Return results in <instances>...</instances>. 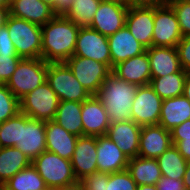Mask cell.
<instances>
[{
    "mask_svg": "<svg viewBox=\"0 0 190 190\" xmlns=\"http://www.w3.org/2000/svg\"><path fill=\"white\" fill-rule=\"evenodd\" d=\"M42 28L41 58L47 63L65 62L74 55L80 27L64 15H55Z\"/></svg>",
    "mask_w": 190,
    "mask_h": 190,
    "instance_id": "6da1fadb",
    "label": "cell"
},
{
    "mask_svg": "<svg viewBox=\"0 0 190 190\" xmlns=\"http://www.w3.org/2000/svg\"><path fill=\"white\" fill-rule=\"evenodd\" d=\"M138 86L112 72L100 86L97 97L103 103L110 123L131 120L132 103Z\"/></svg>",
    "mask_w": 190,
    "mask_h": 190,
    "instance_id": "7a4b0ae2",
    "label": "cell"
},
{
    "mask_svg": "<svg viewBox=\"0 0 190 190\" xmlns=\"http://www.w3.org/2000/svg\"><path fill=\"white\" fill-rule=\"evenodd\" d=\"M31 164L45 181L49 190L70 188L79 184L76 179L71 160L59 155L44 151Z\"/></svg>",
    "mask_w": 190,
    "mask_h": 190,
    "instance_id": "3957f363",
    "label": "cell"
},
{
    "mask_svg": "<svg viewBox=\"0 0 190 190\" xmlns=\"http://www.w3.org/2000/svg\"><path fill=\"white\" fill-rule=\"evenodd\" d=\"M6 26L20 58H41L42 28L40 25L9 15Z\"/></svg>",
    "mask_w": 190,
    "mask_h": 190,
    "instance_id": "277c9868",
    "label": "cell"
},
{
    "mask_svg": "<svg viewBox=\"0 0 190 190\" xmlns=\"http://www.w3.org/2000/svg\"><path fill=\"white\" fill-rule=\"evenodd\" d=\"M48 63L42 58H22L6 83L18 100L47 80Z\"/></svg>",
    "mask_w": 190,
    "mask_h": 190,
    "instance_id": "5b68a950",
    "label": "cell"
},
{
    "mask_svg": "<svg viewBox=\"0 0 190 190\" xmlns=\"http://www.w3.org/2000/svg\"><path fill=\"white\" fill-rule=\"evenodd\" d=\"M46 81L60 101L83 102L91 96L65 62L48 63Z\"/></svg>",
    "mask_w": 190,
    "mask_h": 190,
    "instance_id": "8992f818",
    "label": "cell"
},
{
    "mask_svg": "<svg viewBox=\"0 0 190 190\" xmlns=\"http://www.w3.org/2000/svg\"><path fill=\"white\" fill-rule=\"evenodd\" d=\"M59 98L46 81L19 100L20 112L32 119L54 120Z\"/></svg>",
    "mask_w": 190,
    "mask_h": 190,
    "instance_id": "52a82bcc",
    "label": "cell"
},
{
    "mask_svg": "<svg viewBox=\"0 0 190 190\" xmlns=\"http://www.w3.org/2000/svg\"><path fill=\"white\" fill-rule=\"evenodd\" d=\"M14 147L21 150L31 162L46 151L45 121L19 112V134Z\"/></svg>",
    "mask_w": 190,
    "mask_h": 190,
    "instance_id": "ba28073f",
    "label": "cell"
},
{
    "mask_svg": "<svg viewBox=\"0 0 190 190\" xmlns=\"http://www.w3.org/2000/svg\"><path fill=\"white\" fill-rule=\"evenodd\" d=\"M182 37L180 25L173 8L167 2L154 6L152 46L176 47Z\"/></svg>",
    "mask_w": 190,
    "mask_h": 190,
    "instance_id": "9c48e42d",
    "label": "cell"
},
{
    "mask_svg": "<svg viewBox=\"0 0 190 190\" xmlns=\"http://www.w3.org/2000/svg\"><path fill=\"white\" fill-rule=\"evenodd\" d=\"M65 63L71 69L75 78L91 95H97L103 81L112 71L106 64L74 55L67 59Z\"/></svg>",
    "mask_w": 190,
    "mask_h": 190,
    "instance_id": "30bf717a",
    "label": "cell"
},
{
    "mask_svg": "<svg viewBox=\"0 0 190 190\" xmlns=\"http://www.w3.org/2000/svg\"><path fill=\"white\" fill-rule=\"evenodd\" d=\"M162 102L163 99L150 84L138 86L132 103L131 120L140 126L159 124Z\"/></svg>",
    "mask_w": 190,
    "mask_h": 190,
    "instance_id": "8fae6325",
    "label": "cell"
},
{
    "mask_svg": "<svg viewBox=\"0 0 190 190\" xmlns=\"http://www.w3.org/2000/svg\"><path fill=\"white\" fill-rule=\"evenodd\" d=\"M74 56L93 59L111 69L108 37L89 27L79 29Z\"/></svg>",
    "mask_w": 190,
    "mask_h": 190,
    "instance_id": "7c38bea8",
    "label": "cell"
},
{
    "mask_svg": "<svg viewBox=\"0 0 190 190\" xmlns=\"http://www.w3.org/2000/svg\"><path fill=\"white\" fill-rule=\"evenodd\" d=\"M127 11L123 2L101 1L89 28L108 37L125 26Z\"/></svg>",
    "mask_w": 190,
    "mask_h": 190,
    "instance_id": "4fadbf2b",
    "label": "cell"
},
{
    "mask_svg": "<svg viewBox=\"0 0 190 190\" xmlns=\"http://www.w3.org/2000/svg\"><path fill=\"white\" fill-rule=\"evenodd\" d=\"M71 164L78 182L86 176L98 172L96 137L86 135L78 137Z\"/></svg>",
    "mask_w": 190,
    "mask_h": 190,
    "instance_id": "5bb4252c",
    "label": "cell"
},
{
    "mask_svg": "<svg viewBox=\"0 0 190 190\" xmlns=\"http://www.w3.org/2000/svg\"><path fill=\"white\" fill-rule=\"evenodd\" d=\"M81 119L83 135L98 137L107 134L110 121L103 103L96 95L82 102Z\"/></svg>",
    "mask_w": 190,
    "mask_h": 190,
    "instance_id": "9a60e30c",
    "label": "cell"
},
{
    "mask_svg": "<svg viewBox=\"0 0 190 190\" xmlns=\"http://www.w3.org/2000/svg\"><path fill=\"white\" fill-rule=\"evenodd\" d=\"M141 128L133 120L112 122L106 135L130 159L138 156Z\"/></svg>",
    "mask_w": 190,
    "mask_h": 190,
    "instance_id": "2e32d148",
    "label": "cell"
},
{
    "mask_svg": "<svg viewBox=\"0 0 190 190\" xmlns=\"http://www.w3.org/2000/svg\"><path fill=\"white\" fill-rule=\"evenodd\" d=\"M98 172L115 173L127 169L129 158L107 135L96 137Z\"/></svg>",
    "mask_w": 190,
    "mask_h": 190,
    "instance_id": "e0dca14e",
    "label": "cell"
},
{
    "mask_svg": "<svg viewBox=\"0 0 190 190\" xmlns=\"http://www.w3.org/2000/svg\"><path fill=\"white\" fill-rule=\"evenodd\" d=\"M126 27L146 49L152 46L154 6L128 8Z\"/></svg>",
    "mask_w": 190,
    "mask_h": 190,
    "instance_id": "ac0fdd59",
    "label": "cell"
},
{
    "mask_svg": "<svg viewBox=\"0 0 190 190\" xmlns=\"http://www.w3.org/2000/svg\"><path fill=\"white\" fill-rule=\"evenodd\" d=\"M172 144L171 134L161 125H145L141 128L138 156L157 158Z\"/></svg>",
    "mask_w": 190,
    "mask_h": 190,
    "instance_id": "d6986e66",
    "label": "cell"
},
{
    "mask_svg": "<svg viewBox=\"0 0 190 190\" xmlns=\"http://www.w3.org/2000/svg\"><path fill=\"white\" fill-rule=\"evenodd\" d=\"M108 44L110 48L111 70L116 64L146 51V48L134 38L126 25L108 36Z\"/></svg>",
    "mask_w": 190,
    "mask_h": 190,
    "instance_id": "ffe728a7",
    "label": "cell"
},
{
    "mask_svg": "<svg viewBox=\"0 0 190 190\" xmlns=\"http://www.w3.org/2000/svg\"><path fill=\"white\" fill-rule=\"evenodd\" d=\"M111 72L122 80L137 86L149 85L151 68L147 51L116 64Z\"/></svg>",
    "mask_w": 190,
    "mask_h": 190,
    "instance_id": "44dd1931",
    "label": "cell"
},
{
    "mask_svg": "<svg viewBox=\"0 0 190 190\" xmlns=\"http://www.w3.org/2000/svg\"><path fill=\"white\" fill-rule=\"evenodd\" d=\"M46 150L71 160L78 136L69 133L54 120L45 121Z\"/></svg>",
    "mask_w": 190,
    "mask_h": 190,
    "instance_id": "7402d4cb",
    "label": "cell"
},
{
    "mask_svg": "<svg viewBox=\"0 0 190 190\" xmlns=\"http://www.w3.org/2000/svg\"><path fill=\"white\" fill-rule=\"evenodd\" d=\"M10 15L42 26L56 14L52 7L41 0H12Z\"/></svg>",
    "mask_w": 190,
    "mask_h": 190,
    "instance_id": "603a6c76",
    "label": "cell"
},
{
    "mask_svg": "<svg viewBox=\"0 0 190 190\" xmlns=\"http://www.w3.org/2000/svg\"><path fill=\"white\" fill-rule=\"evenodd\" d=\"M146 51L150 62L151 77L166 76L182 69L176 47L151 46Z\"/></svg>",
    "mask_w": 190,
    "mask_h": 190,
    "instance_id": "cb8c5ba5",
    "label": "cell"
},
{
    "mask_svg": "<svg viewBox=\"0 0 190 190\" xmlns=\"http://www.w3.org/2000/svg\"><path fill=\"white\" fill-rule=\"evenodd\" d=\"M188 119H190V101L184 95L163 100L159 125L171 131Z\"/></svg>",
    "mask_w": 190,
    "mask_h": 190,
    "instance_id": "d4e9b609",
    "label": "cell"
},
{
    "mask_svg": "<svg viewBox=\"0 0 190 190\" xmlns=\"http://www.w3.org/2000/svg\"><path fill=\"white\" fill-rule=\"evenodd\" d=\"M132 179L139 185H157L162 177L157 159L136 156L130 158L127 166Z\"/></svg>",
    "mask_w": 190,
    "mask_h": 190,
    "instance_id": "484cf974",
    "label": "cell"
},
{
    "mask_svg": "<svg viewBox=\"0 0 190 190\" xmlns=\"http://www.w3.org/2000/svg\"><path fill=\"white\" fill-rule=\"evenodd\" d=\"M31 160L16 147H0V186L28 167Z\"/></svg>",
    "mask_w": 190,
    "mask_h": 190,
    "instance_id": "4316f807",
    "label": "cell"
},
{
    "mask_svg": "<svg viewBox=\"0 0 190 190\" xmlns=\"http://www.w3.org/2000/svg\"><path fill=\"white\" fill-rule=\"evenodd\" d=\"M81 110L82 102L60 101L54 121L69 133L83 136Z\"/></svg>",
    "mask_w": 190,
    "mask_h": 190,
    "instance_id": "83f0119b",
    "label": "cell"
},
{
    "mask_svg": "<svg viewBox=\"0 0 190 190\" xmlns=\"http://www.w3.org/2000/svg\"><path fill=\"white\" fill-rule=\"evenodd\" d=\"M187 71L179 72L162 77H151L150 86L163 99H169L183 95L184 82Z\"/></svg>",
    "mask_w": 190,
    "mask_h": 190,
    "instance_id": "f1b7e54d",
    "label": "cell"
},
{
    "mask_svg": "<svg viewBox=\"0 0 190 190\" xmlns=\"http://www.w3.org/2000/svg\"><path fill=\"white\" fill-rule=\"evenodd\" d=\"M162 176L176 180H182L186 172L187 161L179 153L175 145H171L159 157L156 158Z\"/></svg>",
    "mask_w": 190,
    "mask_h": 190,
    "instance_id": "f546056e",
    "label": "cell"
},
{
    "mask_svg": "<svg viewBox=\"0 0 190 190\" xmlns=\"http://www.w3.org/2000/svg\"><path fill=\"white\" fill-rule=\"evenodd\" d=\"M2 188L5 190H49L32 164L12 176Z\"/></svg>",
    "mask_w": 190,
    "mask_h": 190,
    "instance_id": "4dcf8cb0",
    "label": "cell"
},
{
    "mask_svg": "<svg viewBox=\"0 0 190 190\" xmlns=\"http://www.w3.org/2000/svg\"><path fill=\"white\" fill-rule=\"evenodd\" d=\"M100 3V0H74L64 16L80 28L89 27Z\"/></svg>",
    "mask_w": 190,
    "mask_h": 190,
    "instance_id": "1f68e13d",
    "label": "cell"
},
{
    "mask_svg": "<svg viewBox=\"0 0 190 190\" xmlns=\"http://www.w3.org/2000/svg\"><path fill=\"white\" fill-rule=\"evenodd\" d=\"M19 112V100L6 84H0V123L15 117Z\"/></svg>",
    "mask_w": 190,
    "mask_h": 190,
    "instance_id": "d6a6232c",
    "label": "cell"
},
{
    "mask_svg": "<svg viewBox=\"0 0 190 190\" xmlns=\"http://www.w3.org/2000/svg\"><path fill=\"white\" fill-rule=\"evenodd\" d=\"M19 113L0 123V147H14L18 141Z\"/></svg>",
    "mask_w": 190,
    "mask_h": 190,
    "instance_id": "836d02e7",
    "label": "cell"
},
{
    "mask_svg": "<svg viewBox=\"0 0 190 190\" xmlns=\"http://www.w3.org/2000/svg\"><path fill=\"white\" fill-rule=\"evenodd\" d=\"M174 10L182 36H190V0H167Z\"/></svg>",
    "mask_w": 190,
    "mask_h": 190,
    "instance_id": "e575fe53",
    "label": "cell"
},
{
    "mask_svg": "<svg viewBox=\"0 0 190 190\" xmlns=\"http://www.w3.org/2000/svg\"><path fill=\"white\" fill-rule=\"evenodd\" d=\"M137 184L126 169L120 172L109 173L108 184L105 190H136Z\"/></svg>",
    "mask_w": 190,
    "mask_h": 190,
    "instance_id": "d590c367",
    "label": "cell"
},
{
    "mask_svg": "<svg viewBox=\"0 0 190 190\" xmlns=\"http://www.w3.org/2000/svg\"><path fill=\"white\" fill-rule=\"evenodd\" d=\"M21 59L17 54H0V84L9 81Z\"/></svg>",
    "mask_w": 190,
    "mask_h": 190,
    "instance_id": "8d00e7d4",
    "label": "cell"
},
{
    "mask_svg": "<svg viewBox=\"0 0 190 190\" xmlns=\"http://www.w3.org/2000/svg\"><path fill=\"white\" fill-rule=\"evenodd\" d=\"M109 173L94 172L79 182L83 190H105Z\"/></svg>",
    "mask_w": 190,
    "mask_h": 190,
    "instance_id": "74e56055",
    "label": "cell"
},
{
    "mask_svg": "<svg viewBox=\"0 0 190 190\" xmlns=\"http://www.w3.org/2000/svg\"><path fill=\"white\" fill-rule=\"evenodd\" d=\"M181 68L190 71V36H183L176 46Z\"/></svg>",
    "mask_w": 190,
    "mask_h": 190,
    "instance_id": "f35d334b",
    "label": "cell"
},
{
    "mask_svg": "<svg viewBox=\"0 0 190 190\" xmlns=\"http://www.w3.org/2000/svg\"><path fill=\"white\" fill-rule=\"evenodd\" d=\"M0 54H17L6 25L0 28Z\"/></svg>",
    "mask_w": 190,
    "mask_h": 190,
    "instance_id": "ab89813d",
    "label": "cell"
},
{
    "mask_svg": "<svg viewBox=\"0 0 190 190\" xmlns=\"http://www.w3.org/2000/svg\"><path fill=\"white\" fill-rule=\"evenodd\" d=\"M170 134L172 141H182L184 138H190V119L174 127Z\"/></svg>",
    "mask_w": 190,
    "mask_h": 190,
    "instance_id": "60d3db41",
    "label": "cell"
},
{
    "mask_svg": "<svg viewBox=\"0 0 190 190\" xmlns=\"http://www.w3.org/2000/svg\"><path fill=\"white\" fill-rule=\"evenodd\" d=\"M158 190H185L182 180L162 176L157 182Z\"/></svg>",
    "mask_w": 190,
    "mask_h": 190,
    "instance_id": "b9f144b4",
    "label": "cell"
},
{
    "mask_svg": "<svg viewBox=\"0 0 190 190\" xmlns=\"http://www.w3.org/2000/svg\"><path fill=\"white\" fill-rule=\"evenodd\" d=\"M166 1L167 0H122L128 8L159 6L166 3Z\"/></svg>",
    "mask_w": 190,
    "mask_h": 190,
    "instance_id": "7bdbcfd3",
    "label": "cell"
},
{
    "mask_svg": "<svg viewBox=\"0 0 190 190\" xmlns=\"http://www.w3.org/2000/svg\"><path fill=\"white\" fill-rule=\"evenodd\" d=\"M172 144L177 147L179 153L187 162L190 161V138H184L182 141H172Z\"/></svg>",
    "mask_w": 190,
    "mask_h": 190,
    "instance_id": "ee69618b",
    "label": "cell"
},
{
    "mask_svg": "<svg viewBox=\"0 0 190 190\" xmlns=\"http://www.w3.org/2000/svg\"><path fill=\"white\" fill-rule=\"evenodd\" d=\"M73 2L74 0H57V15H64Z\"/></svg>",
    "mask_w": 190,
    "mask_h": 190,
    "instance_id": "f6af8a7d",
    "label": "cell"
},
{
    "mask_svg": "<svg viewBox=\"0 0 190 190\" xmlns=\"http://www.w3.org/2000/svg\"><path fill=\"white\" fill-rule=\"evenodd\" d=\"M10 15V8H0V28L4 27Z\"/></svg>",
    "mask_w": 190,
    "mask_h": 190,
    "instance_id": "bcb514c9",
    "label": "cell"
},
{
    "mask_svg": "<svg viewBox=\"0 0 190 190\" xmlns=\"http://www.w3.org/2000/svg\"><path fill=\"white\" fill-rule=\"evenodd\" d=\"M183 95L190 101V71H187L184 82Z\"/></svg>",
    "mask_w": 190,
    "mask_h": 190,
    "instance_id": "7dc6e473",
    "label": "cell"
},
{
    "mask_svg": "<svg viewBox=\"0 0 190 190\" xmlns=\"http://www.w3.org/2000/svg\"><path fill=\"white\" fill-rule=\"evenodd\" d=\"M185 190H190V161L187 162L186 172L182 179Z\"/></svg>",
    "mask_w": 190,
    "mask_h": 190,
    "instance_id": "c3c4849f",
    "label": "cell"
},
{
    "mask_svg": "<svg viewBox=\"0 0 190 190\" xmlns=\"http://www.w3.org/2000/svg\"><path fill=\"white\" fill-rule=\"evenodd\" d=\"M53 8L54 13L57 15V0H41Z\"/></svg>",
    "mask_w": 190,
    "mask_h": 190,
    "instance_id": "681fc988",
    "label": "cell"
},
{
    "mask_svg": "<svg viewBox=\"0 0 190 190\" xmlns=\"http://www.w3.org/2000/svg\"><path fill=\"white\" fill-rule=\"evenodd\" d=\"M136 190H158L157 185H139Z\"/></svg>",
    "mask_w": 190,
    "mask_h": 190,
    "instance_id": "f907efd6",
    "label": "cell"
},
{
    "mask_svg": "<svg viewBox=\"0 0 190 190\" xmlns=\"http://www.w3.org/2000/svg\"><path fill=\"white\" fill-rule=\"evenodd\" d=\"M12 0H0V8H10Z\"/></svg>",
    "mask_w": 190,
    "mask_h": 190,
    "instance_id": "816d5d0a",
    "label": "cell"
},
{
    "mask_svg": "<svg viewBox=\"0 0 190 190\" xmlns=\"http://www.w3.org/2000/svg\"><path fill=\"white\" fill-rule=\"evenodd\" d=\"M55 190H83V188L80 184H78V185L70 187V188L55 189Z\"/></svg>",
    "mask_w": 190,
    "mask_h": 190,
    "instance_id": "f5cc1de1",
    "label": "cell"
},
{
    "mask_svg": "<svg viewBox=\"0 0 190 190\" xmlns=\"http://www.w3.org/2000/svg\"><path fill=\"white\" fill-rule=\"evenodd\" d=\"M100 1L122 2V0H100Z\"/></svg>",
    "mask_w": 190,
    "mask_h": 190,
    "instance_id": "db71d44e",
    "label": "cell"
}]
</instances>
